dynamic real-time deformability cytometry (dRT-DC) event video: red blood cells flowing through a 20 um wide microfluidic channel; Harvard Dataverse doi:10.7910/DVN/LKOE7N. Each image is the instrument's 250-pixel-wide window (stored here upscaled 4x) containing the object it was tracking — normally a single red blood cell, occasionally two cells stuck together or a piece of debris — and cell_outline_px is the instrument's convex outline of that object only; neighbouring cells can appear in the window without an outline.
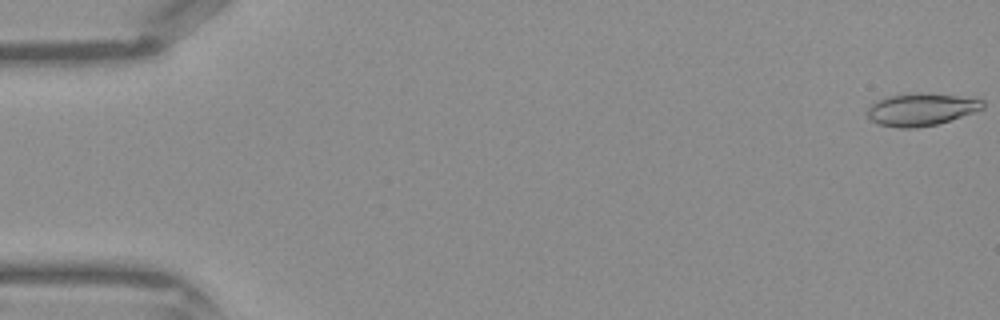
{"species": "Egyptian fruit bat (a non-hibernating species)", "species_latin": "Rousettus aegyptiacus", "temperature_condition": "warm", "stored_images_in_passage": 43, "camera_frame_rate_fps": 3000, "um_per_image_px": 0.085, "frame": {"image": 1, "passage_image": 1, "time_ms": 0.0, "image_size_px": [1000, 320], "cell_outline_px": [[984, 108], [936, 124], [916, 128], [900, 128], [876, 124], [868, 120], [864, 112], [876, 100], [888, 96], [908, 92], [920, 92], [956, 96], [984, 100]], "centroid_in_image_um": [78.18, 9.3], "position_along_channel_um": 6.8, "area_um2": 21.96}}
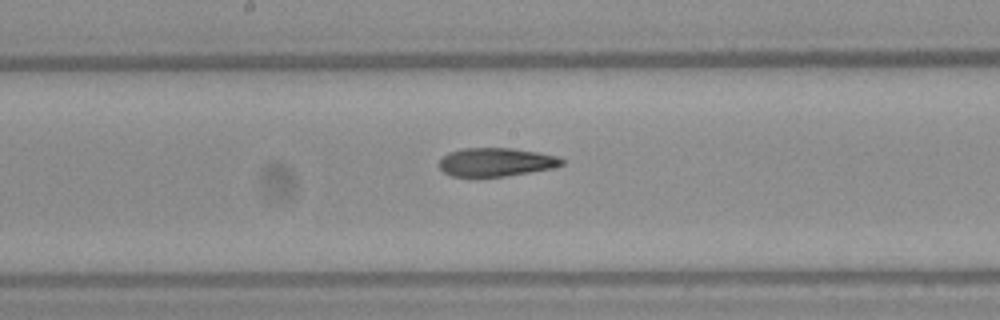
{"frame": {"image": 2, "passage_image": 23, "time_ms": 7.333, "image_size_px": [1000, 320], "cell_outline_px": [[564, 164], [552, 168], [504, 176], [452, 176], [444, 172], [440, 168], [440, 160], [448, 152], [464, 148], [512, 148], [536, 152], [556, 156], [564, 160]], "centroid_in_image_um": [42.15, 13.77], "position_along_channel_um": 206.0, "area_um2": 20.06}}
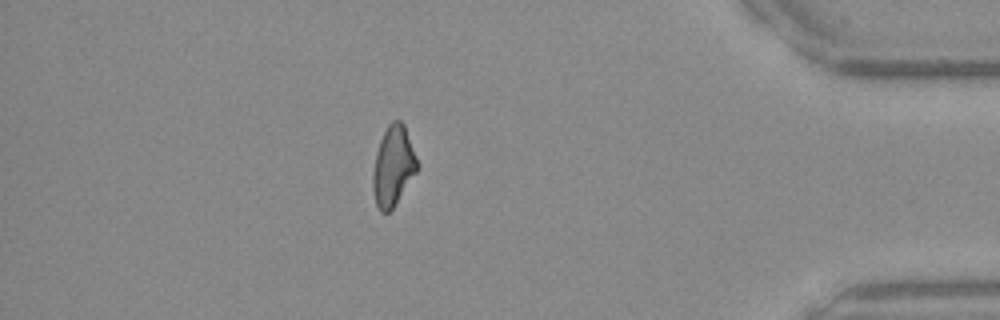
{"frame": {"image": 3, "passage_image": 38, "time_ms": 12.333, "image_size_px": [1000, 320], "cell_outline_px": [[420, 164], [416, 172], [392, 208], [388, 212], [380, 212], [376, 204], [372, 188], [372, 172], [376, 152], [380, 140], [388, 124], [392, 120], [400, 120], [404, 124]], "centroid_in_image_um": [33.42, 14.09], "position_along_channel_um": 401.8, "area_um2": 20.63}}